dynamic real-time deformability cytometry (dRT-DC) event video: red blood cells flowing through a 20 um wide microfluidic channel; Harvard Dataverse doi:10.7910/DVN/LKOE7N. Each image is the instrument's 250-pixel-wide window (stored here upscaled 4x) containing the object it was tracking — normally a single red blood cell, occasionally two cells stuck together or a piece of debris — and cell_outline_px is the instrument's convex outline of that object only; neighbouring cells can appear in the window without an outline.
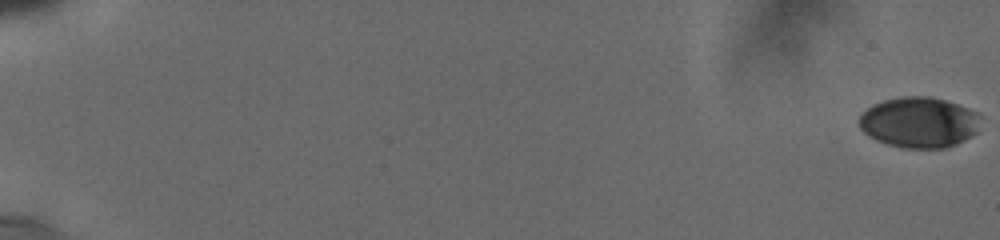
{"species": "human", "species_latin": "Homo sapiens", "temperature_condition": "cold", "stored_images_in_passage": 22, "camera_frame_rate_fps": 3000, "um_per_image_px": 0.085, "donor": {"sex": "male"}, "frame": {"image": 1, "passage_image": 1, "time_ms": 0.0, "image_size_px": [1000, 240], "cell_outline_px": [[980, 116], [976, 132], [972, 136], [956, 144], [944, 148], [900, 148], [876, 140], [868, 136], [860, 128], [860, 116], [872, 104], [884, 100], [904, 96], [928, 96], [944, 100], [980, 112]], "centroid_in_image_um": [78.13, 10.4], "position_along_channel_um": 6.9, "area_um2": 35.84}}